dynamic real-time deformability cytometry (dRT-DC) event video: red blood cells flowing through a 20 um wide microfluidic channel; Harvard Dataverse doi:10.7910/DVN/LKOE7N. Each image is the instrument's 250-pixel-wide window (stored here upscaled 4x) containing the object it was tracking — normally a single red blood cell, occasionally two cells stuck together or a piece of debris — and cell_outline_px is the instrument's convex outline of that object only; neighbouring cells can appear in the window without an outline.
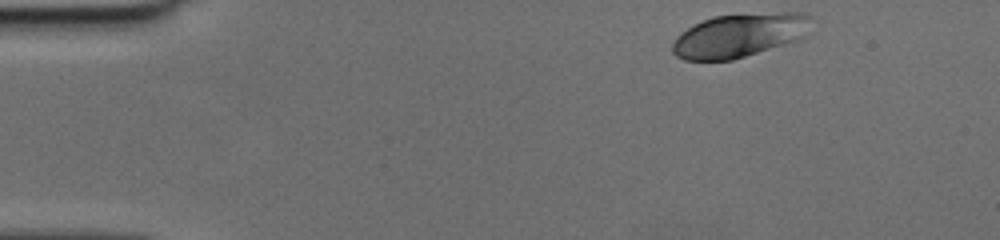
{"species": "human", "species_latin": "Homo sapiens", "temperature_condition": "cold", "stored_images_in_passage": 43, "camera_frame_rate_fps": 3000, "um_per_image_px": 0.085, "donor": {"sex": "female"}, "frame": {"image": 1, "passage_image": 1, "time_ms": 0.0, "image_size_px": [1000, 240], "cell_outline_px": [[816, 20], [812, 32], [796, 40], [732, 60], [684, 60], [676, 56], [672, 52], [672, 44], [676, 36], [680, 32], [712, 16], [784, 12], [804, 12], [812, 16]], "centroid_in_image_um": [62.93, 2.98], "position_along_channel_um": 22.1, "area_um2": 35.72}}
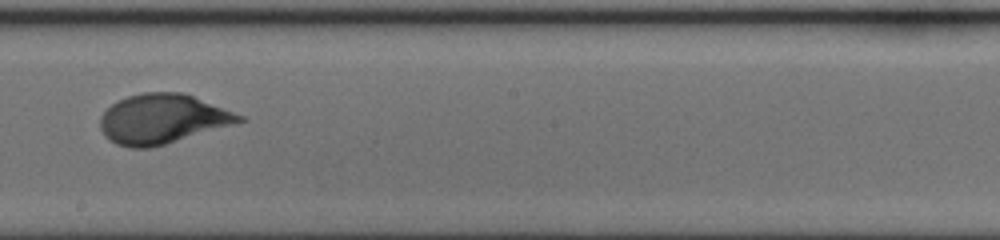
{"frame": {"image": 2, "passage_image": 22, "time_ms": 7.0, "image_size_px": [1000, 240], "cell_outline_px": [[248, 120], [164, 144], [148, 148], [128, 148], [116, 144], [104, 136], [100, 128], [100, 116], [112, 104], [128, 96], [144, 92], [184, 92], [244, 116]], "centroid_in_image_um": [13.79, 10.11], "position_along_channel_um": 234.4, "area_um2": 39.94}}
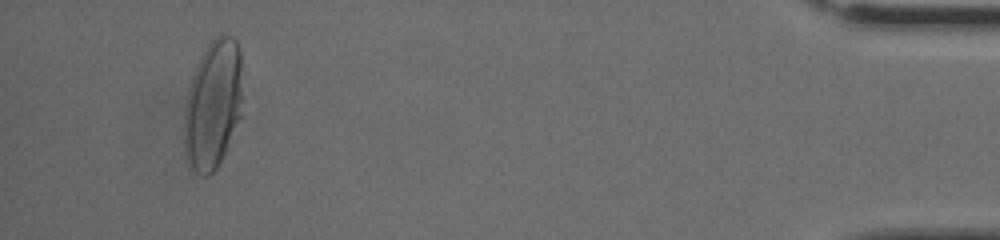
{"frame": {"image": 3, "passage_image": 40, "time_ms": 13.0, "image_size_px": [1000, 240], "cell_outline_px": [[240, 116], [224, 156], [216, 168], [208, 176], [200, 176], [188, 168], [184, 152], [184, 116], [188, 88], [196, 64], [200, 56], [208, 44], [216, 36], [232, 36], [236, 40], [240, 48]], "centroid_in_image_um": [18.06, 8.95], "position_along_channel_um": 417.1, "area_um2": 43.93}}